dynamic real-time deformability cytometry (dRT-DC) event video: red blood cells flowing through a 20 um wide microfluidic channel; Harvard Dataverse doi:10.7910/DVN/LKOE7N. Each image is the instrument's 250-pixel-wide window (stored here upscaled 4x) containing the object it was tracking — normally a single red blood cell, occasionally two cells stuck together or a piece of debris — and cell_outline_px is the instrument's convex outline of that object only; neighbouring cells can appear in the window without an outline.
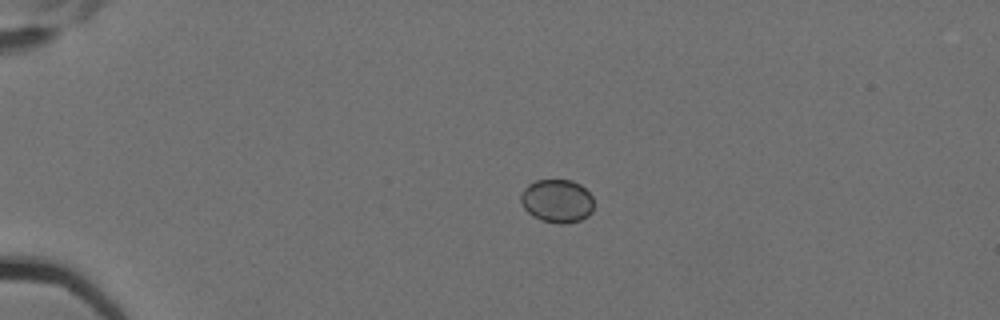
{"species": "Egyptian fruit bat (a non-hibernating species)", "species_latin": "Rousettus aegyptiacus", "temperature_condition": "cold", "stored_images_in_passage": 11, "camera_frame_rate_fps": 3000, "um_per_image_px": 0.085, "animal": {"sex": "female"}, "frame": {"image": 1, "passage_image": 3, "time_ms": 0.667, "image_size_px": [1000, 320], "cell_outline_px": [[592, 212], [588, 216], [580, 220], [564, 224], [560, 224], [540, 220], [532, 216], [524, 208], [520, 200], [520, 192], [528, 184], [536, 180], [572, 180], [580, 184], [592, 196]], "centroid_in_image_um": [47.32, 17.08], "position_along_channel_um": 37.7, "area_um2": 18.55}}
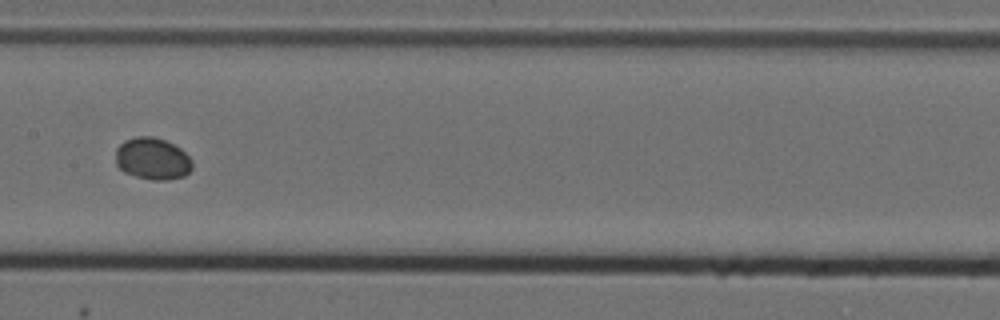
{"frame": {"image": 2, "passage_image": 8, "time_ms": 2.333, "image_size_px": [1000, 320], "cell_outline_px": [[192, 168], [184, 176], [168, 180], [152, 180], [136, 176], [124, 172], [116, 164], [116, 148], [124, 140], [136, 136], [152, 136], [164, 140], [180, 148], [192, 160]], "centroid_in_image_um": [12.95, 13.49], "position_along_channel_um": 194.5, "area_um2": 18.73}}
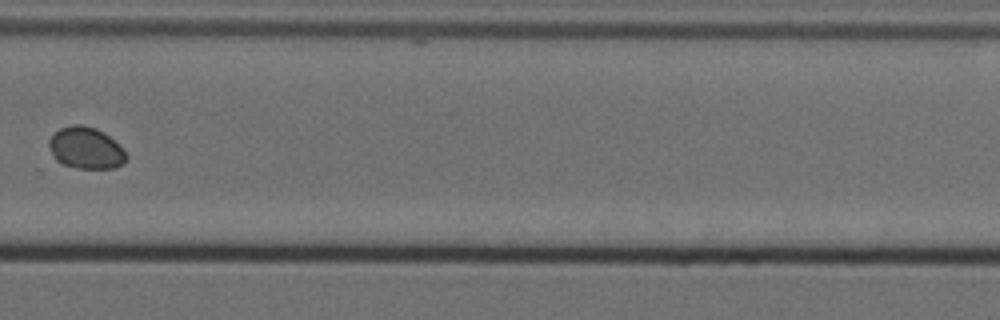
{"frame": {"image": 3, "passage_image": 11, "time_ms": 3.333, "image_size_px": [1000, 320], "cell_outline_px": [[128, 160], [124, 164], [116, 168], [76, 168], [64, 164], [56, 160], [48, 148], [48, 140], [60, 128], [72, 124], [80, 124], [96, 128], [104, 132], [128, 156]], "centroid_in_image_um": [7.28, 12.59], "position_along_channel_um": 322.5, "area_um2": 18.73}}